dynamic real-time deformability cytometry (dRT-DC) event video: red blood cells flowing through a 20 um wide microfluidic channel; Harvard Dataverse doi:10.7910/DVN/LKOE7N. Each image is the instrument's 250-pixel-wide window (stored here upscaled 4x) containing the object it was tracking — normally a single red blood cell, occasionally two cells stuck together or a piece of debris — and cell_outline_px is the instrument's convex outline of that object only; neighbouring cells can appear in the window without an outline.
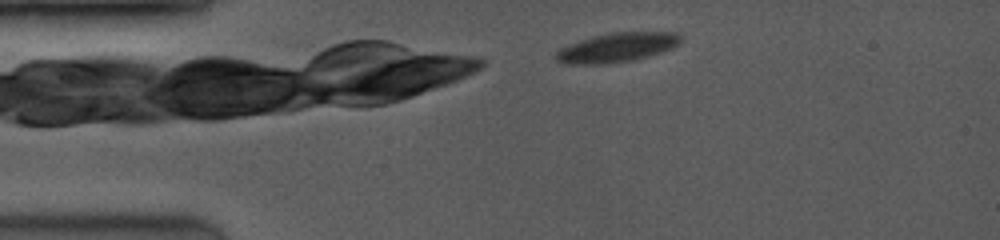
{"species": "common noctule bat (a hibernating species)", "species_latin": "Nyctalus noctula", "temperature_condition": "room temperature", "stored_images_in_passage": 14, "camera_frame_rate_fps": 3500, "um_per_image_px": 0.085, "animal": {"sex": "female", "body_mass_g": 19.0, "forearm_length_mm": 53.3}, "frame": {"image": 1, "passage_image": 2, "time_ms": 0.571, "image_size_px": [1000, 240], "cell_outline_px": [[684, 36], [680, 44], [672, 48], [648, 56], [632, 60], [604, 64], [564, 64], [556, 60], [556, 52], [560, 48], [568, 44], [580, 40], [612, 32], [676, 32]], "centroid_in_image_um": [52.47, 4.03], "position_along_channel_um": 32.5, "area_um2": 21.33}}
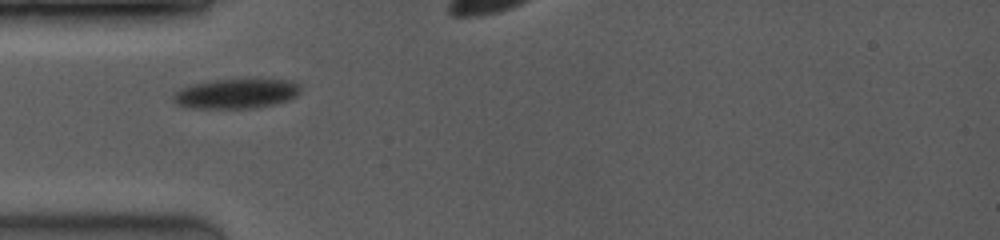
{"frame": {"image": 2, "passage_image": 7, "time_ms": 2.571, "image_size_px": [1000, 240], "cell_outline_px": [[300, 92], [296, 96], [288, 100], [256, 108], [188, 108], [176, 104], [172, 100], [172, 96], [180, 88], [192, 84], [212, 80], [244, 76], [252, 76], [288, 80], [300, 84]], "centroid_in_image_um": [20.09, 7.9], "position_along_channel_um": 64.9, "area_um2": 23.18}}
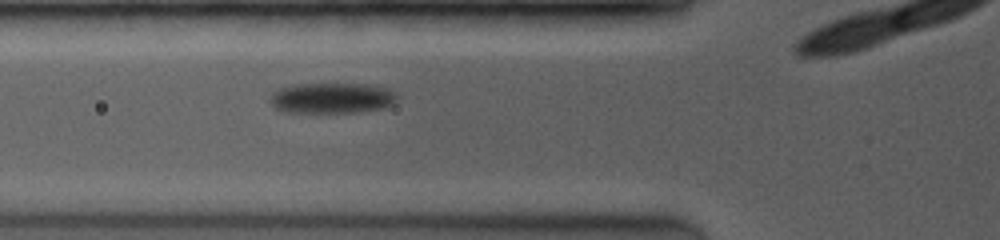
{"frame": {"image": 3, "passage_image": 9, "time_ms": 3.429, "image_size_px": [1000, 240], "cell_outline_px": [[396, 100], [392, 104], [384, 108], [360, 112], [284, 112], [276, 108], [272, 104], [272, 92], [280, 88], [292, 84], [360, 84], [384, 88], [392, 92], [396, 96]], "centroid_in_image_um": [28.18, 8.34], "position_along_channel_um": 97.6, "area_um2": 22.31}}